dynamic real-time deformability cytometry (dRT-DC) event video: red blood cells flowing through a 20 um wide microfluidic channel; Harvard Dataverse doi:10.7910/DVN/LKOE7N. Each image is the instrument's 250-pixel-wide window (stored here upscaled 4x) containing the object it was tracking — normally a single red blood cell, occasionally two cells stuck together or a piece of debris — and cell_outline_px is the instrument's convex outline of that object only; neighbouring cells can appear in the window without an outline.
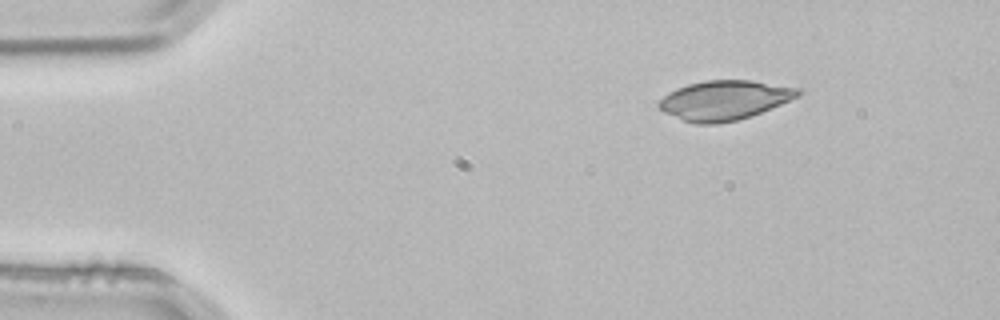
{"species": "common noctule bat (a hibernating species)", "species_latin": "Nyctalus noctula", "temperature_condition": "room temperature", "stored_images_in_passage": 4, "camera_frame_rate_fps": 3000, "um_per_image_px": 0.085, "animal": {"sex": "male", "body_mass_g": 21.5, "forearm_length_mm": 52.0}, "frame": {"image": 1, "passage_image": 1, "time_ms": 0.0, "image_size_px": [1000, 320], "cell_outline_px": [[804, 92], [800, 96], [752, 116], [736, 120], [716, 124], [696, 124], [684, 120], [664, 112], [656, 104], [668, 92], [676, 88], [688, 84], [704, 80], [752, 80], [800, 88]], "centroid_in_image_um": [61.6, 8.51], "position_along_channel_um": 23.4, "area_um2": 32.14}}